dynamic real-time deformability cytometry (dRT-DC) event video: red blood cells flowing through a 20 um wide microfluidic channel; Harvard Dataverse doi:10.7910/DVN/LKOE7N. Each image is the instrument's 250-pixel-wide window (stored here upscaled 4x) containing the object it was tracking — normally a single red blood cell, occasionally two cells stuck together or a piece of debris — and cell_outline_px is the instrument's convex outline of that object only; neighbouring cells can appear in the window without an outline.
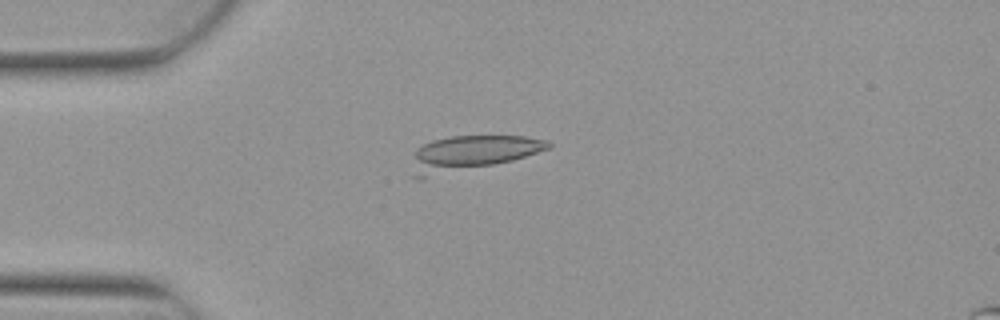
{"species": "Egyptian fruit bat (a non-hibernating species)", "species_latin": "Rousettus aegyptiacus", "temperature_condition": "warm", "stored_images_in_passage": 5, "camera_frame_rate_fps": 3000, "um_per_image_px": 0.085, "animal": {"sex": "female"}, "frame": {"image": 1, "passage_image": 4, "time_ms": 1.0, "image_size_px": [1000, 320], "cell_outline_px": [[552, 148], [512, 160], [424, 180], [420, 180], [412, 176], [416, 148], [432, 140], [452, 136], [524, 136], [548, 140], [552, 144]], "centroid_in_image_um": [40.07, 13.04], "position_along_channel_um": 44.9, "area_um2": 28.03}}